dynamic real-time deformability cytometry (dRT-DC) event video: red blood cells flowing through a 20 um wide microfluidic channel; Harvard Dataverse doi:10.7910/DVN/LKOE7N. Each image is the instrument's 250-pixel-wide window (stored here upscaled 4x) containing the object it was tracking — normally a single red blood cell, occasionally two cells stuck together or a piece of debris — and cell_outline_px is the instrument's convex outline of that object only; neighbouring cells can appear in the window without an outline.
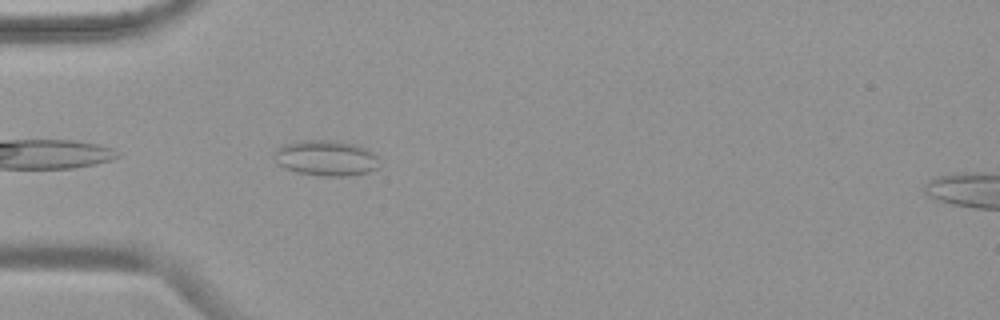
{"species": "common noctule bat (a hibernating species)", "species_latin": "Nyctalus noctula", "temperature_condition": "warm", "stored_images_in_passage": 35, "camera_frame_rate_fps": 3000, "um_per_image_px": 0.085, "animal": {"sex": "female", "body_mass_g": 19.9}, "frame": {"image": 1, "passage_image": 2, "time_ms": 0.333, "image_size_px": [1000, 320], "cell_outline_px": [[380, 168], [368, 172], [348, 176], [324, 176], [296, 172], [284, 168], [276, 164], [272, 152], [276, 148], [284, 144], [300, 140], [328, 140], [356, 144], [364, 148], [376, 156]], "centroid_in_image_um": [27.65, 13.44], "position_along_channel_um": 57.3, "area_um2": 21.96}}
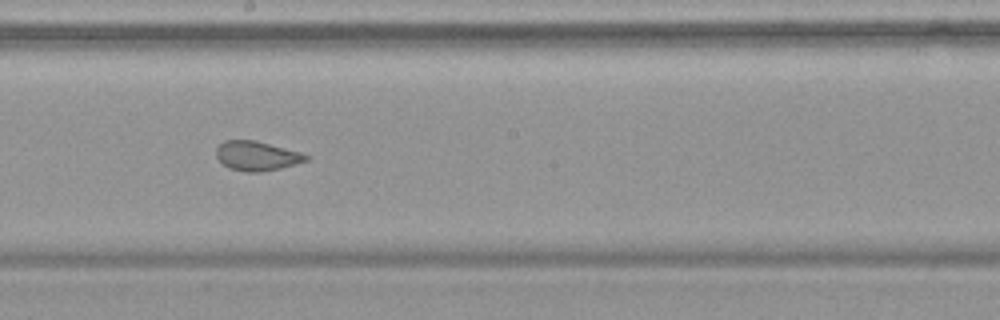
{"frame": {"image": 2, "passage_image": 16, "time_ms": 5.0, "image_size_px": [1000, 320], "cell_outline_px": [[312, 156], [308, 160], [280, 168], [260, 172], [244, 172], [228, 168], [216, 156], [216, 148], [224, 140], [256, 140], [300, 152]], "centroid_in_image_um": [21.83, 13.25], "position_along_channel_um": 226.4, "area_um2": 15.43}}
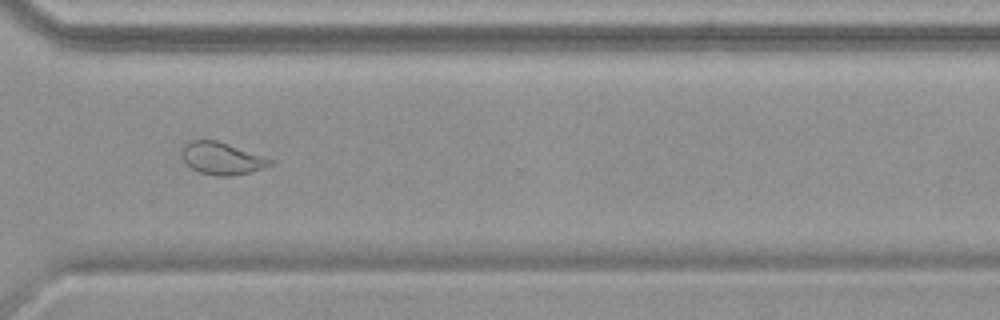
{"frame": {"image": 3, "passage_image": 26, "time_ms": 8.333, "image_size_px": [1000, 320], "cell_outline_px": [[276, 160], [272, 164], [248, 172], [232, 176], [216, 176], [200, 172], [192, 168], [180, 156], [180, 152], [184, 144], [192, 140], [216, 140]], "centroid_in_image_um": [18.83, 13.46], "position_along_channel_um": 351.8, "area_um2": 16.47}, "authors_computed_cell_mechanics": {"area_um2": 16.2996, "velocity_mm_per_s": 3.7544, "shape_relaxation_time_tau1_ms": null, "shape_relaxation_time_tau2_ms": 1.1466, "deformation_change_tau1": null, "deformation_change_tau2": 0.074}}